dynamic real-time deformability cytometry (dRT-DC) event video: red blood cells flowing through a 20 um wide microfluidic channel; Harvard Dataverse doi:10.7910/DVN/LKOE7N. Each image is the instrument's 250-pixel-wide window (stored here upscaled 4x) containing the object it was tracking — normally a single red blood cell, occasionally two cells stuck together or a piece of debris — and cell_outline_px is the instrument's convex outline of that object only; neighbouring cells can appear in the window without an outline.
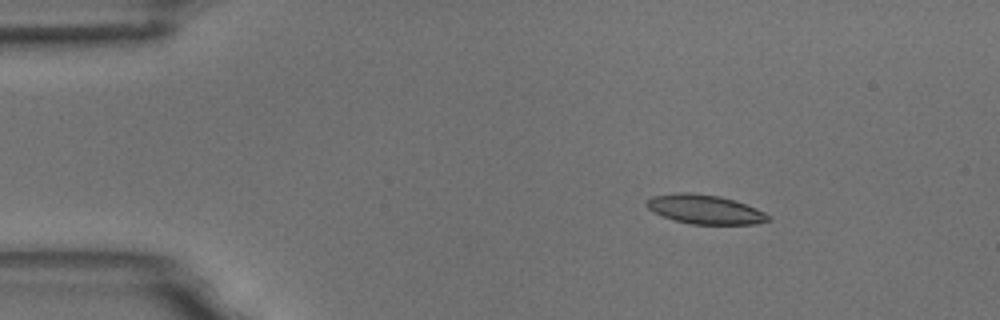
{"species": "common noctule bat (a hibernating species)", "species_latin": "Nyctalus noctula", "temperature_condition": "room temperature", "stored_images_in_passage": 5, "camera_frame_rate_fps": 3000, "um_per_image_px": 0.085, "animal": {"sex": "male", "body_mass_g": 18.8}, "frame": {"image": 1, "passage_image": 3, "time_ms": 2.333, "image_size_px": [1000, 320], "cell_outline_px": [[772, 220], [756, 224], [688, 224], [672, 220], [648, 208], [644, 204], [652, 196], [676, 192], [692, 192], [720, 196], [756, 208], [772, 216]], "centroid_in_image_um": [59.93, 17.8], "position_along_channel_um": 25.1, "area_um2": 20.75}}